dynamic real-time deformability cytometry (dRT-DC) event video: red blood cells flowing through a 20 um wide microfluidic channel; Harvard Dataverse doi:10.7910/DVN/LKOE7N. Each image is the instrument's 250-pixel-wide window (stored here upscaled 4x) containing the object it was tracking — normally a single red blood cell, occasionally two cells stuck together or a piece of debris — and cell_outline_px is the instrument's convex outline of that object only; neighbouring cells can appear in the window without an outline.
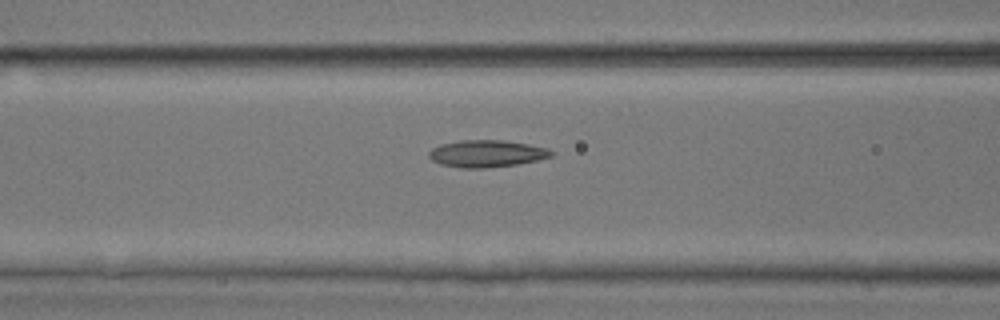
{"species": "common noctule bat (a hibernating species)", "species_latin": "Nyctalus noctula", "temperature_condition": "room temperature", "stored_images_in_passage": 29, "camera_frame_rate_fps": 3000, "um_per_image_px": 0.085, "animal": {"sex": "male", "body_mass_g": 17.9, "forearm_length_mm": 54.2}, "frame": {"image": 1, "passage_image": 7, "time_ms": 2.0, "image_size_px": [1000, 320], "cell_outline_px": [[556, 152], [552, 156], [536, 160], [516, 164], [484, 168], [460, 168], [440, 164], [432, 160], [428, 156], [428, 152], [432, 148], [440, 144], [460, 140], [504, 140], [528, 144], [548, 148]], "centroid_in_image_um": [41.35, 13.05], "position_along_channel_um": 125.2, "area_um2": 19.36}}
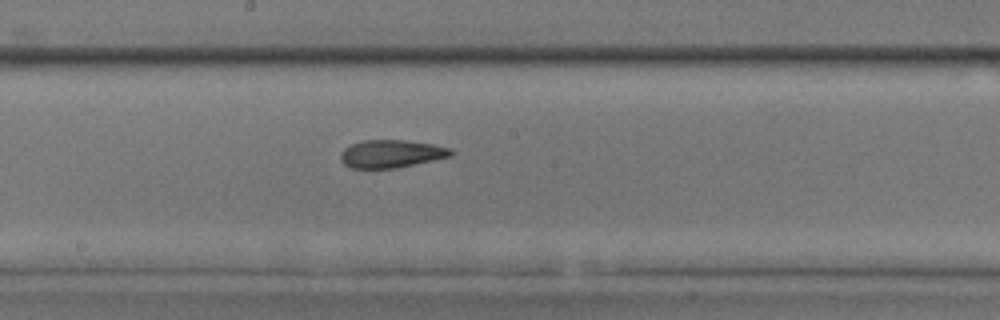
{"frame": {"image": 2, "passage_image": 14, "time_ms": 4.333, "image_size_px": [1000, 320], "cell_outline_px": [[456, 152], [452, 156], [396, 168], [352, 168], [344, 164], [340, 160], [340, 152], [344, 148], [352, 144], [364, 140], [404, 140], [432, 144], [452, 148]], "centroid_in_image_um": [33.28, 13.07], "position_along_channel_um": 214.9, "area_um2": 17.98}}
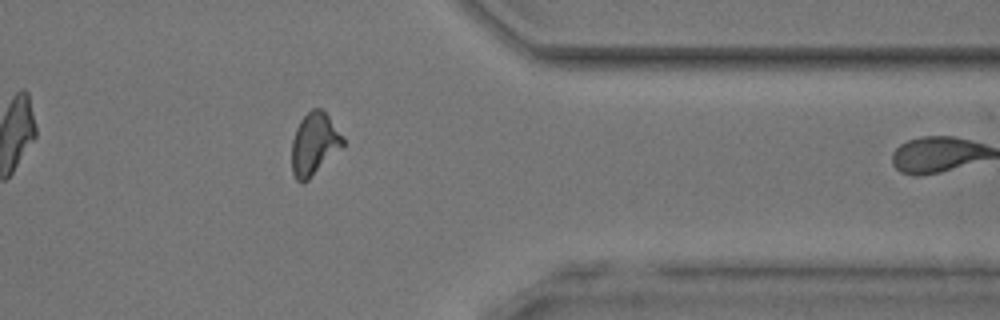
{"frame": {"image": 3, "passage_image": 28, "time_ms": 9.0, "image_size_px": [1000, 320], "cell_outline_px": [[344, 144], [308, 180], [300, 184], [296, 180], [292, 172], [292, 140], [296, 128], [300, 120], [312, 108], [320, 108], [328, 116], [344, 140]], "centroid_in_image_um": [26.67, 12.25], "position_along_channel_um": 384.7, "area_um2": 18.15}}